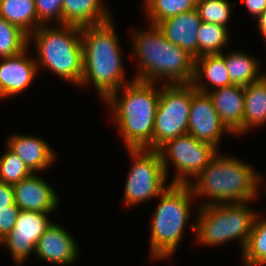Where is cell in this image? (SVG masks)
I'll use <instances>...</instances> for the list:
<instances>
[{
	"label": "cell",
	"instance_id": "obj_1",
	"mask_svg": "<svg viewBox=\"0 0 266 266\" xmlns=\"http://www.w3.org/2000/svg\"><path fill=\"white\" fill-rule=\"evenodd\" d=\"M148 24L149 29H133L130 33L139 68L133 79L152 83L163 80L164 84L192 83L195 58L166 39L157 25Z\"/></svg>",
	"mask_w": 266,
	"mask_h": 266
},
{
	"label": "cell",
	"instance_id": "obj_2",
	"mask_svg": "<svg viewBox=\"0 0 266 266\" xmlns=\"http://www.w3.org/2000/svg\"><path fill=\"white\" fill-rule=\"evenodd\" d=\"M159 97L160 87L157 83L133 79L104 100L112 110L125 148L153 150L154 120Z\"/></svg>",
	"mask_w": 266,
	"mask_h": 266
},
{
	"label": "cell",
	"instance_id": "obj_3",
	"mask_svg": "<svg viewBox=\"0 0 266 266\" xmlns=\"http://www.w3.org/2000/svg\"><path fill=\"white\" fill-rule=\"evenodd\" d=\"M115 27L113 19L99 25L81 27L83 76L79 86L92 84L102 101L128 84Z\"/></svg>",
	"mask_w": 266,
	"mask_h": 266
},
{
	"label": "cell",
	"instance_id": "obj_4",
	"mask_svg": "<svg viewBox=\"0 0 266 266\" xmlns=\"http://www.w3.org/2000/svg\"><path fill=\"white\" fill-rule=\"evenodd\" d=\"M264 177L249 164L235 157L218 153L189 185L194 197H208L199 207L217 204L244 203L258 197Z\"/></svg>",
	"mask_w": 266,
	"mask_h": 266
},
{
	"label": "cell",
	"instance_id": "obj_5",
	"mask_svg": "<svg viewBox=\"0 0 266 266\" xmlns=\"http://www.w3.org/2000/svg\"><path fill=\"white\" fill-rule=\"evenodd\" d=\"M33 39V40H32ZM34 42L39 68H47L65 81L80 85L83 76L81 28L72 25H41L28 36ZM41 65V66H40Z\"/></svg>",
	"mask_w": 266,
	"mask_h": 266
},
{
	"label": "cell",
	"instance_id": "obj_6",
	"mask_svg": "<svg viewBox=\"0 0 266 266\" xmlns=\"http://www.w3.org/2000/svg\"><path fill=\"white\" fill-rule=\"evenodd\" d=\"M160 199L151 218L150 256L154 260L170 259L181 244L189 223L190 204L194 195L189 184H171L157 197Z\"/></svg>",
	"mask_w": 266,
	"mask_h": 266
},
{
	"label": "cell",
	"instance_id": "obj_7",
	"mask_svg": "<svg viewBox=\"0 0 266 266\" xmlns=\"http://www.w3.org/2000/svg\"><path fill=\"white\" fill-rule=\"evenodd\" d=\"M197 213L190 225L196 243L216 246L238 239L243 252L258 211L244 202L201 206Z\"/></svg>",
	"mask_w": 266,
	"mask_h": 266
},
{
	"label": "cell",
	"instance_id": "obj_8",
	"mask_svg": "<svg viewBox=\"0 0 266 266\" xmlns=\"http://www.w3.org/2000/svg\"><path fill=\"white\" fill-rule=\"evenodd\" d=\"M196 92L190 84H164L154 120L153 150L165 142L187 134L192 95Z\"/></svg>",
	"mask_w": 266,
	"mask_h": 266
},
{
	"label": "cell",
	"instance_id": "obj_9",
	"mask_svg": "<svg viewBox=\"0 0 266 266\" xmlns=\"http://www.w3.org/2000/svg\"><path fill=\"white\" fill-rule=\"evenodd\" d=\"M133 160L124 188V205L156 199L169 185L157 150L127 149Z\"/></svg>",
	"mask_w": 266,
	"mask_h": 266
},
{
	"label": "cell",
	"instance_id": "obj_10",
	"mask_svg": "<svg viewBox=\"0 0 266 266\" xmlns=\"http://www.w3.org/2000/svg\"><path fill=\"white\" fill-rule=\"evenodd\" d=\"M166 176L169 173V162L173 163L177 173L171 184H189L210 163L218 153L217 149L205 142H201L184 134L173 138L157 149Z\"/></svg>",
	"mask_w": 266,
	"mask_h": 266
},
{
	"label": "cell",
	"instance_id": "obj_11",
	"mask_svg": "<svg viewBox=\"0 0 266 266\" xmlns=\"http://www.w3.org/2000/svg\"><path fill=\"white\" fill-rule=\"evenodd\" d=\"M51 213L21 210L14 229L0 242V246L10 251L14 266H22L35 247L39 238L51 225Z\"/></svg>",
	"mask_w": 266,
	"mask_h": 266
},
{
	"label": "cell",
	"instance_id": "obj_12",
	"mask_svg": "<svg viewBox=\"0 0 266 266\" xmlns=\"http://www.w3.org/2000/svg\"><path fill=\"white\" fill-rule=\"evenodd\" d=\"M187 133L201 142L214 146L217 150L223 134H231L221 123L207 93L196 91L192 95Z\"/></svg>",
	"mask_w": 266,
	"mask_h": 266
},
{
	"label": "cell",
	"instance_id": "obj_13",
	"mask_svg": "<svg viewBox=\"0 0 266 266\" xmlns=\"http://www.w3.org/2000/svg\"><path fill=\"white\" fill-rule=\"evenodd\" d=\"M27 49L17 55L1 58L0 99L22 93L37 76L36 61L34 57H28Z\"/></svg>",
	"mask_w": 266,
	"mask_h": 266
},
{
	"label": "cell",
	"instance_id": "obj_14",
	"mask_svg": "<svg viewBox=\"0 0 266 266\" xmlns=\"http://www.w3.org/2000/svg\"><path fill=\"white\" fill-rule=\"evenodd\" d=\"M12 186L15 204L20 210L52 213L60 204L55 189L37 173H32Z\"/></svg>",
	"mask_w": 266,
	"mask_h": 266
},
{
	"label": "cell",
	"instance_id": "obj_15",
	"mask_svg": "<svg viewBox=\"0 0 266 266\" xmlns=\"http://www.w3.org/2000/svg\"><path fill=\"white\" fill-rule=\"evenodd\" d=\"M74 237L57 223H51L37 242L35 255L50 264L70 265L79 259Z\"/></svg>",
	"mask_w": 266,
	"mask_h": 266
},
{
	"label": "cell",
	"instance_id": "obj_16",
	"mask_svg": "<svg viewBox=\"0 0 266 266\" xmlns=\"http://www.w3.org/2000/svg\"><path fill=\"white\" fill-rule=\"evenodd\" d=\"M211 90L207 94L212 100L221 123L231 135H243L244 87L230 85Z\"/></svg>",
	"mask_w": 266,
	"mask_h": 266
},
{
	"label": "cell",
	"instance_id": "obj_17",
	"mask_svg": "<svg viewBox=\"0 0 266 266\" xmlns=\"http://www.w3.org/2000/svg\"><path fill=\"white\" fill-rule=\"evenodd\" d=\"M6 146L20 157L32 173L44 171L55 163L54 150L46 140L38 136L11 134Z\"/></svg>",
	"mask_w": 266,
	"mask_h": 266
},
{
	"label": "cell",
	"instance_id": "obj_18",
	"mask_svg": "<svg viewBox=\"0 0 266 266\" xmlns=\"http://www.w3.org/2000/svg\"><path fill=\"white\" fill-rule=\"evenodd\" d=\"M201 22L198 11L193 9L161 21L157 26L166 39L196 59L198 57L197 32Z\"/></svg>",
	"mask_w": 266,
	"mask_h": 266
},
{
	"label": "cell",
	"instance_id": "obj_19",
	"mask_svg": "<svg viewBox=\"0 0 266 266\" xmlns=\"http://www.w3.org/2000/svg\"><path fill=\"white\" fill-rule=\"evenodd\" d=\"M103 0H63L62 25L85 27L112 20Z\"/></svg>",
	"mask_w": 266,
	"mask_h": 266
},
{
	"label": "cell",
	"instance_id": "obj_20",
	"mask_svg": "<svg viewBox=\"0 0 266 266\" xmlns=\"http://www.w3.org/2000/svg\"><path fill=\"white\" fill-rule=\"evenodd\" d=\"M205 80L207 81L205 82ZM206 83L210 84L212 88L215 86L214 89L233 85L226 68L223 52L202 55L195 59L194 77L191 84L196 91L207 93L210 89Z\"/></svg>",
	"mask_w": 266,
	"mask_h": 266
},
{
	"label": "cell",
	"instance_id": "obj_21",
	"mask_svg": "<svg viewBox=\"0 0 266 266\" xmlns=\"http://www.w3.org/2000/svg\"><path fill=\"white\" fill-rule=\"evenodd\" d=\"M243 133L266 124V83L260 80L244 87Z\"/></svg>",
	"mask_w": 266,
	"mask_h": 266
},
{
	"label": "cell",
	"instance_id": "obj_22",
	"mask_svg": "<svg viewBox=\"0 0 266 266\" xmlns=\"http://www.w3.org/2000/svg\"><path fill=\"white\" fill-rule=\"evenodd\" d=\"M0 16L28 36L41 26L34 0H0Z\"/></svg>",
	"mask_w": 266,
	"mask_h": 266
},
{
	"label": "cell",
	"instance_id": "obj_23",
	"mask_svg": "<svg viewBox=\"0 0 266 266\" xmlns=\"http://www.w3.org/2000/svg\"><path fill=\"white\" fill-rule=\"evenodd\" d=\"M259 61L242 51L225 53V64L233 85L248 86L261 79Z\"/></svg>",
	"mask_w": 266,
	"mask_h": 266
},
{
	"label": "cell",
	"instance_id": "obj_24",
	"mask_svg": "<svg viewBox=\"0 0 266 266\" xmlns=\"http://www.w3.org/2000/svg\"><path fill=\"white\" fill-rule=\"evenodd\" d=\"M244 266H266V218L257 213L248 242L242 252Z\"/></svg>",
	"mask_w": 266,
	"mask_h": 266
},
{
	"label": "cell",
	"instance_id": "obj_25",
	"mask_svg": "<svg viewBox=\"0 0 266 266\" xmlns=\"http://www.w3.org/2000/svg\"><path fill=\"white\" fill-rule=\"evenodd\" d=\"M229 29L213 23L201 22L198 36V57L209 54H220L230 41Z\"/></svg>",
	"mask_w": 266,
	"mask_h": 266
},
{
	"label": "cell",
	"instance_id": "obj_26",
	"mask_svg": "<svg viewBox=\"0 0 266 266\" xmlns=\"http://www.w3.org/2000/svg\"><path fill=\"white\" fill-rule=\"evenodd\" d=\"M148 23L157 25L168 18L196 9L197 0H144Z\"/></svg>",
	"mask_w": 266,
	"mask_h": 266
},
{
	"label": "cell",
	"instance_id": "obj_27",
	"mask_svg": "<svg viewBox=\"0 0 266 266\" xmlns=\"http://www.w3.org/2000/svg\"><path fill=\"white\" fill-rule=\"evenodd\" d=\"M28 46V35L0 16V59L17 55Z\"/></svg>",
	"mask_w": 266,
	"mask_h": 266
},
{
	"label": "cell",
	"instance_id": "obj_28",
	"mask_svg": "<svg viewBox=\"0 0 266 266\" xmlns=\"http://www.w3.org/2000/svg\"><path fill=\"white\" fill-rule=\"evenodd\" d=\"M232 3L228 0H197L196 10L203 22L227 26L232 14Z\"/></svg>",
	"mask_w": 266,
	"mask_h": 266
},
{
	"label": "cell",
	"instance_id": "obj_29",
	"mask_svg": "<svg viewBox=\"0 0 266 266\" xmlns=\"http://www.w3.org/2000/svg\"><path fill=\"white\" fill-rule=\"evenodd\" d=\"M32 172L18 155L7 150L0 156V181L7 184L19 183L29 177Z\"/></svg>",
	"mask_w": 266,
	"mask_h": 266
},
{
	"label": "cell",
	"instance_id": "obj_30",
	"mask_svg": "<svg viewBox=\"0 0 266 266\" xmlns=\"http://www.w3.org/2000/svg\"><path fill=\"white\" fill-rule=\"evenodd\" d=\"M34 2L38 22L41 25H49L48 22L53 19L56 25H62L63 0H34Z\"/></svg>",
	"mask_w": 266,
	"mask_h": 266
},
{
	"label": "cell",
	"instance_id": "obj_31",
	"mask_svg": "<svg viewBox=\"0 0 266 266\" xmlns=\"http://www.w3.org/2000/svg\"><path fill=\"white\" fill-rule=\"evenodd\" d=\"M20 211L16 204L0 209V242L14 229Z\"/></svg>",
	"mask_w": 266,
	"mask_h": 266
},
{
	"label": "cell",
	"instance_id": "obj_32",
	"mask_svg": "<svg viewBox=\"0 0 266 266\" xmlns=\"http://www.w3.org/2000/svg\"><path fill=\"white\" fill-rule=\"evenodd\" d=\"M13 204H15L13 186L0 181V209Z\"/></svg>",
	"mask_w": 266,
	"mask_h": 266
},
{
	"label": "cell",
	"instance_id": "obj_33",
	"mask_svg": "<svg viewBox=\"0 0 266 266\" xmlns=\"http://www.w3.org/2000/svg\"><path fill=\"white\" fill-rule=\"evenodd\" d=\"M241 2L256 19L266 10V0H242Z\"/></svg>",
	"mask_w": 266,
	"mask_h": 266
},
{
	"label": "cell",
	"instance_id": "obj_34",
	"mask_svg": "<svg viewBox=\"0 0 266 266\" xmlns=\"http://www.w3.org/2000/svg\"><path fill=\"white\" fill-rule=\"evenodd\" d=\"M257 25L266 42V10L257 18Z\"/></svg>",
	"mask_w": 266,
	"mask_h": 266
},
{
	"label": "cell",
	"instance_id": "obj_35",
	"mask_svg": "<svg viewBox=\"0 0 266 266\" xmlns=\"http://www.w3.org/2000/svg\"><path fill=\"white\" fill-rule=\"evenodd\" d=\"M261 78L263 79V81L266 83V73H263Z\"/></svg>",
	"mask_w": 266,
	"mask_h": 266
}]
</instances>
